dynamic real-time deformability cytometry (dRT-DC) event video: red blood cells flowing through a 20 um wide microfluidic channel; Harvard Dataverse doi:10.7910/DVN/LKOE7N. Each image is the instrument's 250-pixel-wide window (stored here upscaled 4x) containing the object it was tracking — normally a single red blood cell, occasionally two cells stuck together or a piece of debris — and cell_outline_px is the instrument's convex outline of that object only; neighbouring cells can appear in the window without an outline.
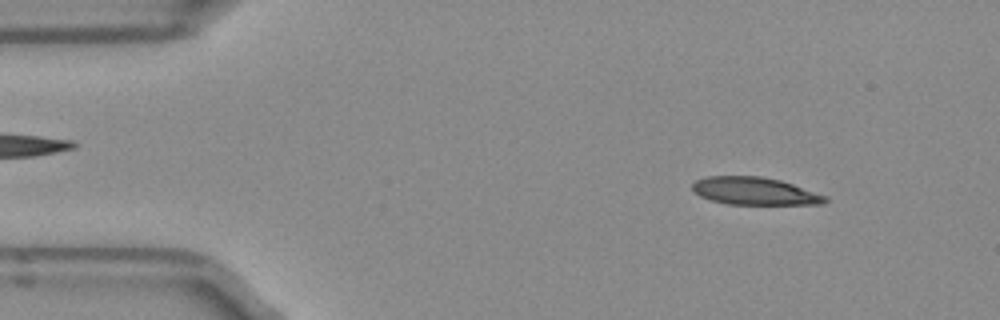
{"species": "Egyptian fruit bat (a non-hibernating species)", "species_latin": "Rousettus aegyptiacus", "temperature_condition": "room temperature", "stored_images_in_passage": 11, "camera_frame_rate_fps": 3000, "um_per_image_px": 0.085, "frame": {"image": 1, "passage_image": 5, "time_ms": 1.333, "image_size_px": [1000, 320], "cell_outline_px": [[828, 200], [824, 204], [728, 204], [712, 200], [700, 196], [692, 188], [692, 184], [696, 180], [708, 176], [760, 176], [780, 180], [828, 196]], "centroid_in_image_um": [64.17, 16.24], "position_along_channel_um": 20.8, "area_um2": 21.21}}